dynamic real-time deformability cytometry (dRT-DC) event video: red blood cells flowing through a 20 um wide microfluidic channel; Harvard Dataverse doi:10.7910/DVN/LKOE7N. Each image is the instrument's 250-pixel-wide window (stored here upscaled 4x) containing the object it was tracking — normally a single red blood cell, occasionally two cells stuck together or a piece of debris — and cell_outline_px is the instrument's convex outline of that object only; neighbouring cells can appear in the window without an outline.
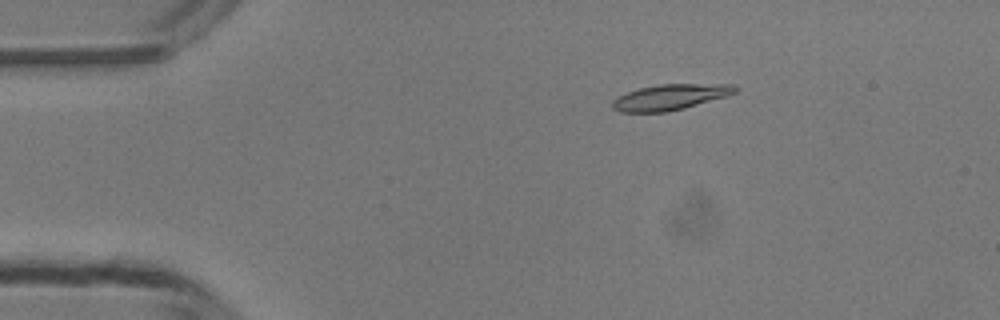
{"species": "common noctule bat (a hibernating species)", "species_latin": "Nyctalus noctula", "temperature_condition": "room temperature", "stored_images_in_passage": 49, "camera_frame_rate_fps": 3000, "um_per_image_px": 0.085, "animal": {"sex": "male", "body_mass_g": 13.3}, "frame": {"image": 1, "passage_image": 9, "time_ms": 2.667, "image_size_px": [1000, 320], "cell_outline_px": [[736, 92], [728, 96], [684, 108], [668, 112], [620, 112], [612, 108], [612, 100], [616, 96], [640, 88], [656, 84], [736, 84]], "centroid_in_image_um": [56.95, 8.25], "position_along_channel_um": 28.0, "area_um2": 18.5}}
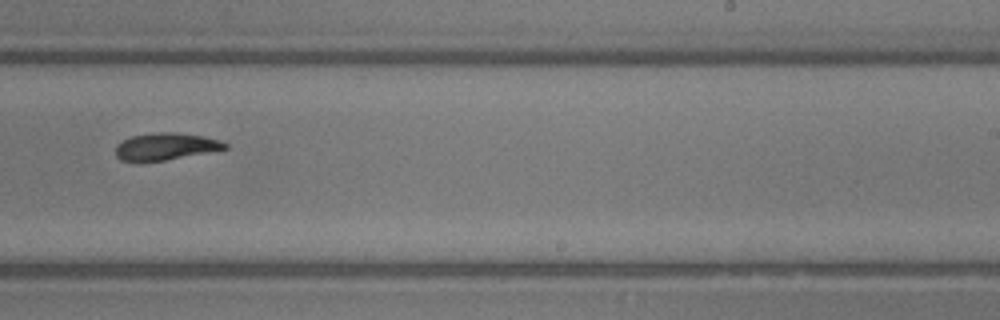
{"frame": {"image": 2, "passage_image": 31, "time_ms": 10.0, "image_size_px": [1000, 320], "cell_outline_px": [[228, 148], [164, 160], [120, 160], [116, 156], [116, 144], [132, 136], [160, 132], [176, 132], [204, 136], [220, 140], [228, 144]], "centroid_in_image_um": [14.1, 12.43], "position_along_channel_um": 274.9, "area_um2": 16.82}}
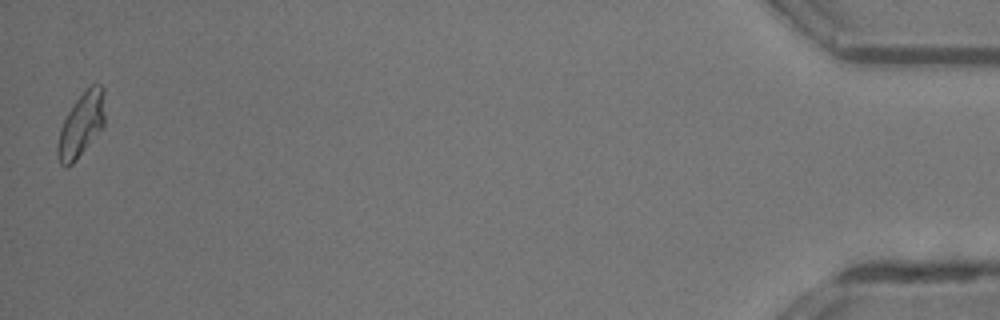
{"frame": {"image": 3, "passage_image": 49, "time_ms": 16.0, "image_size_px": [1000, 320], "cell_outline_px": [[104, 124], [76, 160], [68, 168], [64, 168], [60, 164], [56, 156], [56, 144], [60, 128], [68, 112], [76, 100], [92, 84], [100, 84], [104, 88]], "centroid_in_image_um": [6.87, 10.65], "position_along_channel_um": 428.3, "area_um2": 17.51}, "authors_computed_cell_mechanics": {"area_um2": 17.8602, "velocity_mm_per_s": 4.1885, "shape_relaxation_time_tau1_ms": 5.1585, "shape_relaxation_time_tau2_ms": null, "deformation_change_tau1": 0.1816, "deformation_change_tau2": null}}